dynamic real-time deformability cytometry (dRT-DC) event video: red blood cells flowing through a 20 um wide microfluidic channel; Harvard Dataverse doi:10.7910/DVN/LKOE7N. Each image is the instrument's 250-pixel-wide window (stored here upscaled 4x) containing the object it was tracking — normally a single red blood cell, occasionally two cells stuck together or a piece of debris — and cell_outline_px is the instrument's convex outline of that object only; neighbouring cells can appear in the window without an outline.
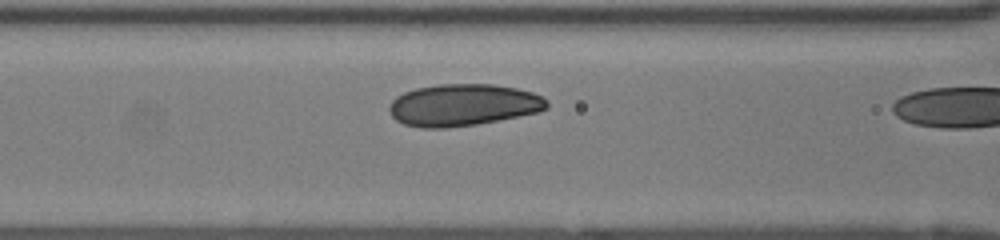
{"species": "human", "species_latin": "Homo sapiens", "temperature_condition": "room temperature", "stored_images_in_passage": 11, "camera_frame_rate_fps": 3000, "um_per_image_px": 0.085, "donor": {"sex": "female"}, "frame": {"image": 1, "passage_image": 10, "time_ms": 3.0, "image_size_px": [1000, 240], "cell_outline_px": [[548, 108], [540, 112], [476, 124], [444, 128], [420, 128], [404, 124], [396, 120], [392, 116], [388, 108], [392, 100], [396, 96], [404, 92], [416, 88], [440, 84], [492, 84], [516, 88], [532, 92], [548, 100]], "centroid_in_image_um": [39.36, 8.92], "position_along_channel_um": 127.2, "area_um2": 38.55}}